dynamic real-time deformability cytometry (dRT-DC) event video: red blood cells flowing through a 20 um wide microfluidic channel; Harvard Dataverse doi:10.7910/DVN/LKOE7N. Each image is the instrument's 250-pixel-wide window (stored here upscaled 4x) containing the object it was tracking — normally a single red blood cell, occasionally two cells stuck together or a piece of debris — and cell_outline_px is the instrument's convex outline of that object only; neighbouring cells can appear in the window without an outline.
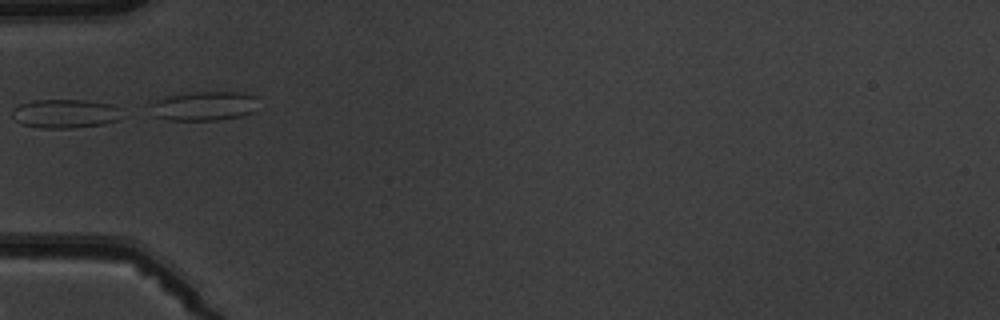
{"species": "common noctule bat (a hibernating species)", "species_latin": "Nyctalus noctula", "temperature_condition": "warm", "stored_images_in_passage": 3, "camera_frame_rate_fps": 3000, "um_per_image_px": 0.085, "animal": {"sex": "male", "body_mass_g": 19.5, "forearm_length_mm": 54.6}, "frame": {"image": 1, "passage_image": 1, "time_ms": 0.0, "image_size_px": [1000, 320], "cell_outline_px": [[124, 108], [120, 120], [104, 124], [72, 128], [44, 128], [20, 124], [12, 116], [12, 108], [20, 104], [32, 100], [84, 100], [112, 104]], "centroid_in_image_um": [5.59, 9.65], "position_along_channel_um": 79.4, "area_um2": 18.84}}
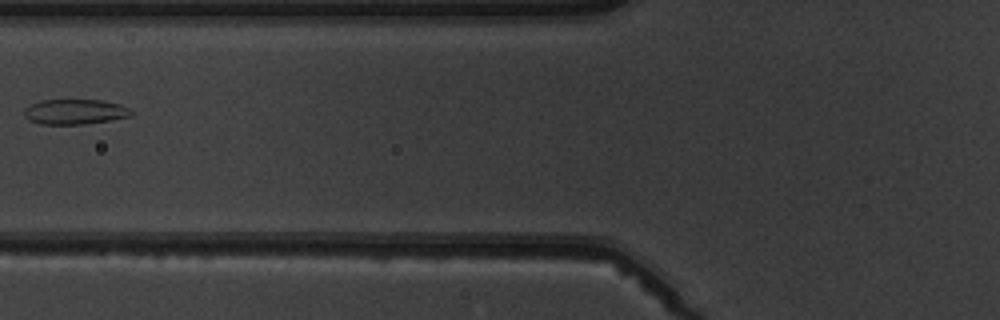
{"frame": {"image": 2, "passage_image": 2, "time_ms": 1.333, "image_size_px": [1000, 320], "cell_outline_px": [[132, 116], [112, 120], [84, 124], [40, 124], [28, 120], [24, 116], [24, 108], [40, 100], [100, 100], [120, 104], [128, 108], [132, 112]], "centroid_in_image_um": [6.35, 9.5], "position_along_channel_um": 119.4, "area_um2": 15.72}}
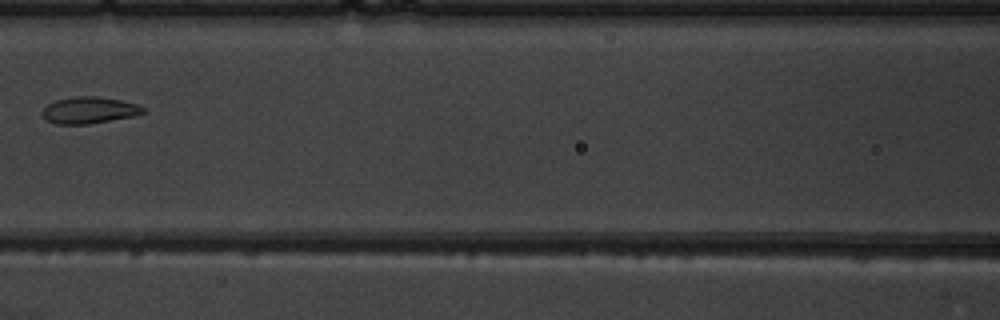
{"frame": {"image": 3, "passage_image": 3, "time_ms": 2.333, "image_size_px": [1000, 320], "cell_outline_px": [[144, 112], [132, 116], [88, 124], [56, 124], [44, 120], [40, 112], [48, 104], [56, 100], [76, 96], [96, 96], [120, 100], [136, 104], [144, 108]], "centroid_in_image_um": [7.51, 9.37], "position_along_channel_um": 159.1, "area_um2": 15.55}}